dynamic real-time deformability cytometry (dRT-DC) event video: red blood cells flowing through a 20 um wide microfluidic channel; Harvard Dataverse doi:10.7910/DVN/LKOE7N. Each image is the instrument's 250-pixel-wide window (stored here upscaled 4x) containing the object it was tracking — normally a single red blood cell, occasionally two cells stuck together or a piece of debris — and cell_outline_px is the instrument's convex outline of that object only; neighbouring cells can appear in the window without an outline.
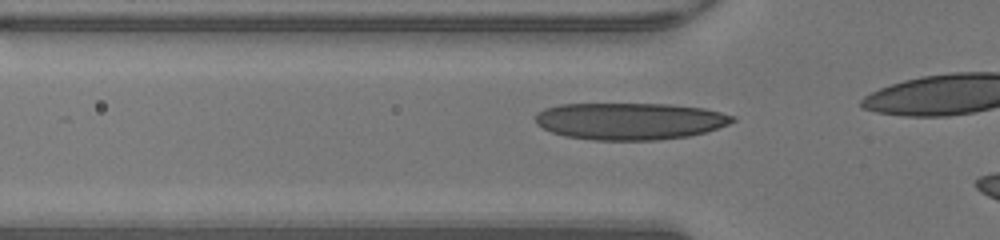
{"species": "human", "species_latin": "Homo sapiens", "temperature_condition": "warm", "stored_images_in_passage": 13, "camera_frame_rate_fps": 3000, "um_per_image_px": 0.085, "donor": {"sex": "male"}, "frame": {"image": 1, "passage_image": 8, "time_ms": 2.333, "image_size_px": [1000, 240], "cell_outline_px": [[736, 120], [728, 124], [704, 132], [688, 136], [660, 140], [592, 140], [564, 136], [552, 132], [536, 124], [536, 112], [544, 108], [560, 104], [668, 104], [704, 108], [736, 116]], "centroid_in_image_um": [53.52, 10.29], "position_along_channel_um": 72.3, "area_um2": 42.54}}
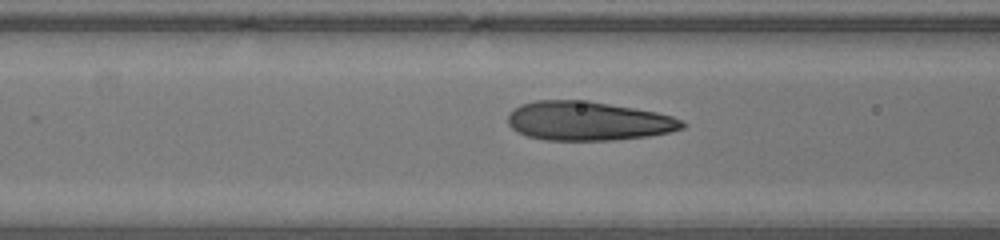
{"frame": {"image": 2, "passage_image": 11, "time_ms": 3.333, "image_size_px": [1000, 240], "cell_outline_px": [[688, 124], [684, 128], [668, 132], [648, 136], [612, 140], [544, 140], [528, 136], [516, 132], [508, 124], [508, 112], [520, 104], [536, 100], [588, 100], [656, 112], [672, 116]], "centroid_in_image_um": [49.95, 10.28], "position_along_channel_um": 116.6, "area_um2": 39.82}}